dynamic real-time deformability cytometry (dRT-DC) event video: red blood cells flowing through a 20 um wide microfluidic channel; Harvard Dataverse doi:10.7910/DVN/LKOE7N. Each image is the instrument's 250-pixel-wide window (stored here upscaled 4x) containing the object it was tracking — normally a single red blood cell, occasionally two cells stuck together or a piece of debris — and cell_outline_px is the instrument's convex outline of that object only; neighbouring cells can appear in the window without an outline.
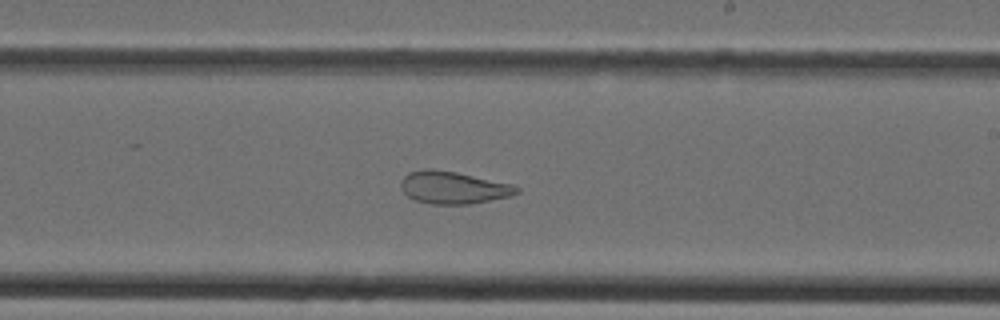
{"species": "Egyptian fruit bat (a non-hibernating species)", "species_latin": "Rousettus aegyptiacus", "temperature_condition": "cold", "stored_images_in_passage": 30, "camera_frame_rate_fps": 3000, "um_per_image_px": 0.085, "animal": {"sex": "female"}, "frame": {"image": 1, "passage_image": 15, "time_ms": 4.667, "image_size_px": [1000, 320], "cell_outline_px": [[520, 192], [512, 196], [468, 204], [432, 204], [416, 200], [408, 196], [404, 192], [400, 184], [400, 180], [408, 172], [424, 168], [432, 168], [456, 172], [512, 184], [520, 188]], "centroid_in_image_um": [38.52, 15.93], "position_along_channel_um": 250.5, "area_um2": 21.91}}
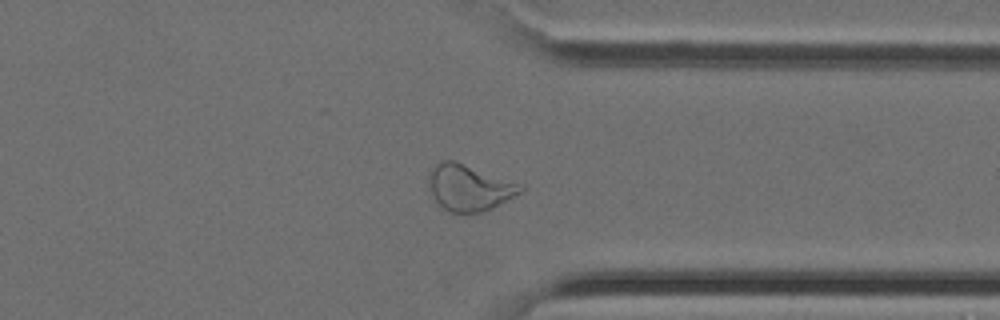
{"frame": {"image": 2, "passage_image": 22, "time_ms": 7.0, "image_size_px": [1000, 320], "cell_outline_px": [[524, 188], [520, 192], [492, 208], [484, 212], [448, 212], [436, 200], [428, 188], [432, 168], [436, 164], [444, 160], [452, 160], [524, 184]], "centroid_in_image_um": [39.9, 15.95], "position_along_channel_um": 371.5, "area_um2": 24.28}}
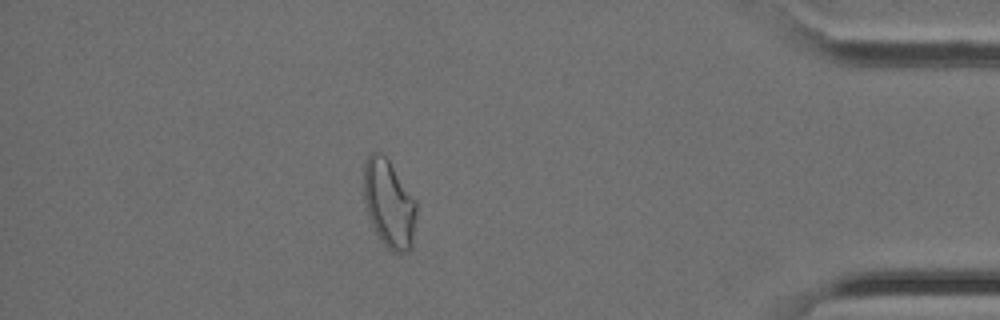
{"frame": {"image": 3, "passage_image": 26, "time_ms": 8.333, "image_size_px": [1000, 320], "cell_outline_px": [[416, 216], [412, 248], [408, 252], [392, 252], [380, 240], [368, 216], [364, 200], [364, 164], [368, 156], [372, 152], [380, 152], [388, 160], [416, 200]], "centroid_in_image_um": [33.07, 17.34], "position_along_channel_um": 402.1, "area_um2": 26.88}}